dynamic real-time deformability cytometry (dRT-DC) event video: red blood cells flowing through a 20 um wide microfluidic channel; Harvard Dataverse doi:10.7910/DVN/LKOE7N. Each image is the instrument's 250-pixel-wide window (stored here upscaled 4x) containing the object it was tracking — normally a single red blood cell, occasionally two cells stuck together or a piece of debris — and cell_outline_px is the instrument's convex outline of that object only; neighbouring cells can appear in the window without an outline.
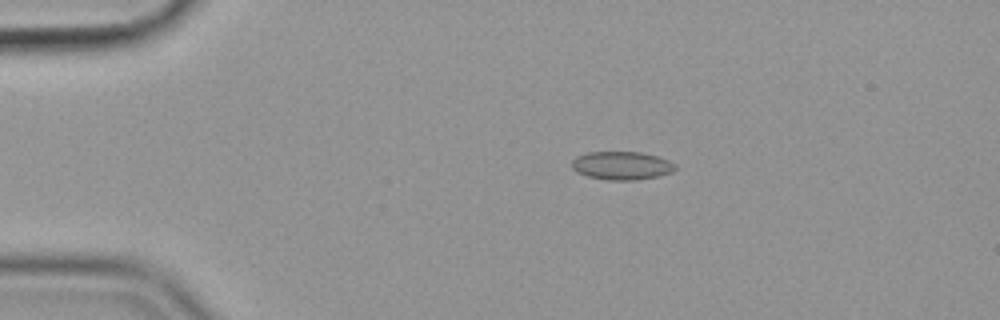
{"species": "common noctule bat (a hibernating species)", "species_latin": "Nyctalus noctula", "temperature_condition": "cold", "stored_images_in_passage": 47, "camera_frame_rate_fps": 3000, "um_per_image_px": 0.085, "animal": {"sex": "female", "body_mass_g": 19.9}, "frame": {"image": 1, "passage_image": 2, "time_ms": 0.333, "image_size_px": [1000, 320], "cell_outline_px": [[676, 168], [672, 172], [656, 176], [636, 180], [608, 180], [588, 176], [576, 172], [572, 168], [572, 160], [576, 156], [588, 152], [640, 152], [656, 156], [668, 160], [676, 164]], "centroid_in_image_um": [52.83, 14.07], "position_along_channel_um": 32.2, "area_um2": 16.99}}
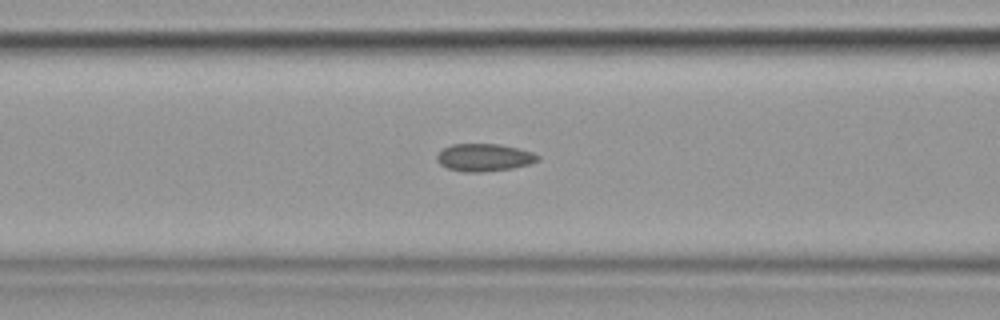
{"frame": {"image": 2, "passage_image": 14, "time_ms": 4.333, "image_size_px": [1000, 320], "cell_outline_px": [[540, 160], [528, 164], [512, 168], [480, 172], [464, 172], [448, 168], [440, 164], [436, 160], [436, 156], [444, 148], [452, 144], [500, 144], [532, 152], [540, 156]], "centroid_in_image_um": [41.15, 13.38], "position_along_channel_um": 125.5, "area_um2": 16.07}}
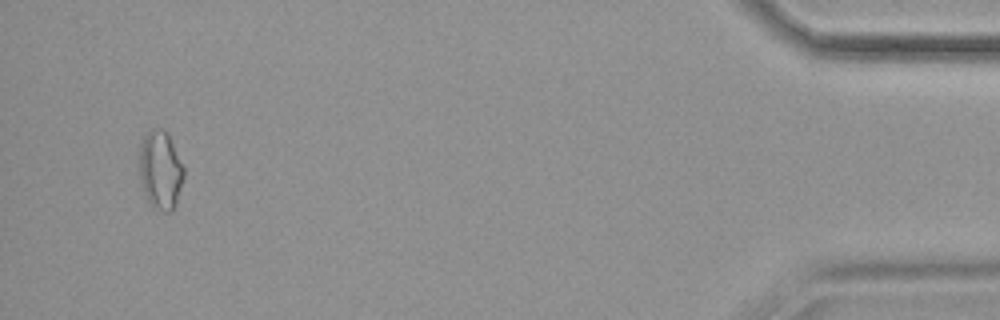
{"frame": {"image": 3, "passage_image": 45, "time_ms": 14.667, "image_size_px": [1000, 320], "cell_outline_px": [[184, 176], [176, 204], [172, 212], [168, 212], [152, 204], [148, 200], [144, 192], [140, 180], [140, 144], [144, 136], [152, 128], [164, 128], [168, 132], [184, 168]], "centroid_in_image_um": [13.65, 14.4], "position_along_channel_um": 421.5, "area_um2": 20.17}, "authors_computed_cell_mechanics": {"area_um2": 16.0684, "velocity_mm_per_s": 3.5801, "shape_relaxation_time_tau1_ms": null, "shape_relaxation_time_tau2_ms": 2.914, "deformation_change_tau1": null, "deformation_change_tau2": 0.0918}}